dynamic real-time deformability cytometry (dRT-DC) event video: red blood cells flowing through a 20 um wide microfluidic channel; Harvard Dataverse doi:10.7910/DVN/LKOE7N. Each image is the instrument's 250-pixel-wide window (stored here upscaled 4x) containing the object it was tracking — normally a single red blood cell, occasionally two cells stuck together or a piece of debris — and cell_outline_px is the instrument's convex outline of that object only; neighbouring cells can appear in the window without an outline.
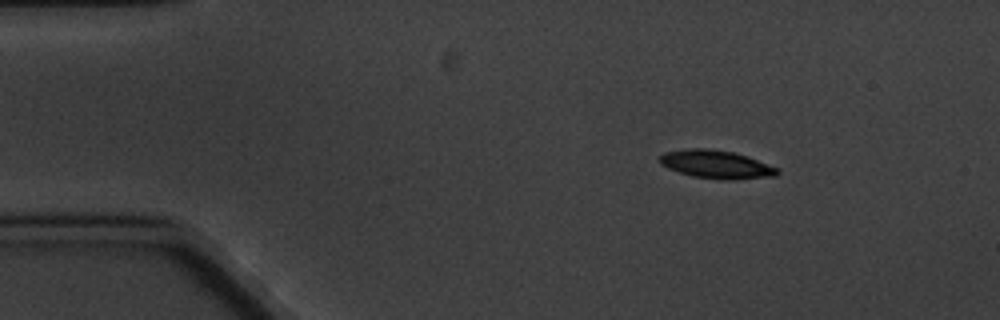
{"species": "common noctule bat (a hibernating species)", "species_latin": "Nyctalus noctula", "temperature_condition": "cold", "stored_images_in_passage": 5, "camera_frame_rate_fps": 3000, "um_per_image_px": 0.085, "animal": {"sex": "male", "body_mass_g": 20.1, "forearm_length_mm": 53.5}, "frame": {"image": 1, "passage_image": 2, "time_ms": 1.333, "image_size_px": [1000, 320], "cell_outline_px": [[780, 172], [776, 176], [736, 180], [720, 180], [692, 176], [668, 168], [660, 164], [660, 156], [664, 152], [688, 148], [704, 148], [732, 152], [756, 160], [776, 168]], "centroid_in_image_um": [60.85, 13.99], "position_along_channel_um": 24.2, "area_um2": 19.13}}
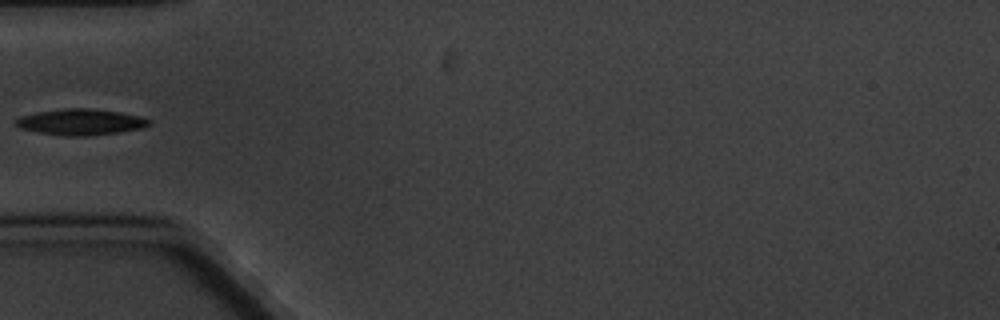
{"frame": {"image": 2, "passage_image": 5, "time_ms": 5.0, "image_size_px": [1000, 320], "cell_outline_px": [[152, 124], [144, 128], [120, 132], [88, 136], [64, 136], [40, 132], [20, 128], [12, 124], [12, 120], [20, 116], [40, 112], [64, 108], [88, 108], [120, 112], [140, 116], [152, 120]], "centroid_in_image_um": [6.87, 10.37], "position_along_channel_um": 78.1, "area_um2": 20.46}}